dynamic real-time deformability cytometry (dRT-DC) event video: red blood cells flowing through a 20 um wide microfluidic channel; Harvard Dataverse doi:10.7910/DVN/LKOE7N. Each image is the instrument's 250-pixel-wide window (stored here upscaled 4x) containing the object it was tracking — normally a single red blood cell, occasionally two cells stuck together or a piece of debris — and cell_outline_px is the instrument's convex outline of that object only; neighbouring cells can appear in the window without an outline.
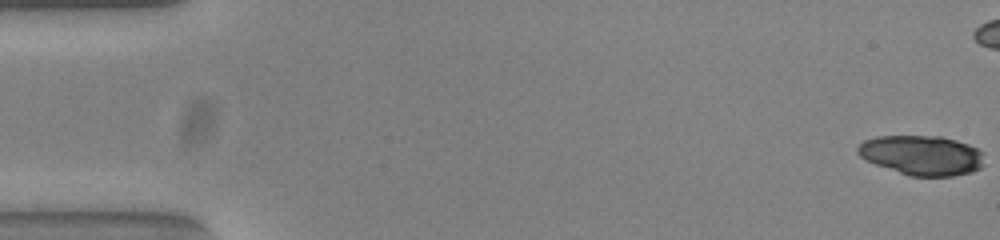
{"species": "common noctule bat (a hibernating species)", "species_latin": "Nyctalus noctula", "temperature_condition": "warm", "stored_images_in_passage": 28, "camera_frame_rate_fps": 3000, "um_per_image_px": 0.085, "animal": {"sex": "female", "body_mass_g": 23.0, "forearm_length_mm": 53.4}, "frame": {"image": 1, "passage_image": 1, "time_ms": 0.0, "image_size_px": [1000, 240], "cell_outline_px": [[980, 168], [972, 172], [952, 176], [908, 176], [864, 160], [856, 152], [856, 148], [864, 140], [876, 136], [940, 136], [956, 140], [968, 144], [976, 148], [980, 152]], "centroid_in_image_um": [78.27, 13.19], "position_along_channel_um": 6.7, "area_um2": 29.13}}